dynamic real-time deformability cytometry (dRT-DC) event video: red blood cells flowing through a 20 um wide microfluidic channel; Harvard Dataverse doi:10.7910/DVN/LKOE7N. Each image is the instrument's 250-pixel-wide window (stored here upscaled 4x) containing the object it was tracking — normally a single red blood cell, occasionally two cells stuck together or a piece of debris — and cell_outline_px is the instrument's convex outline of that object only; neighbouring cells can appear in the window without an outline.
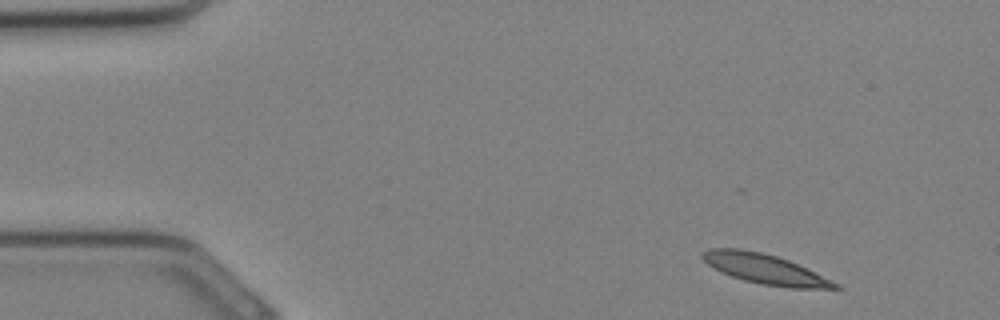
{"species": "Egyptian fruit bat (a non-hibernating species)", "species_latin": "Rousettus aegyptiacus", "temperature_condition": "cold", "stored_images_in_passage": 32, "camera_frame_rate_fps": 3000, "um_per_image_px": 0.085, "animal": {"sex": "female"}, "frame": {"image": 1, "passage_image": 1, "time_ms": 0.0, "image_size_px": [1000, 320], "cell_outline_px": [[844, 288], [792, 288], [760, 284], [744, 280], [732, 276], [708, 264], [700, 256], [700, 252], [708, 248], [740, 248], [760, 252], [776, 256], [788, 260], [840, 284]], "centroid_in_image_um": [65.0, 22.86], "position_along_channel_um": 20.0, "area_um2": 22.77}}
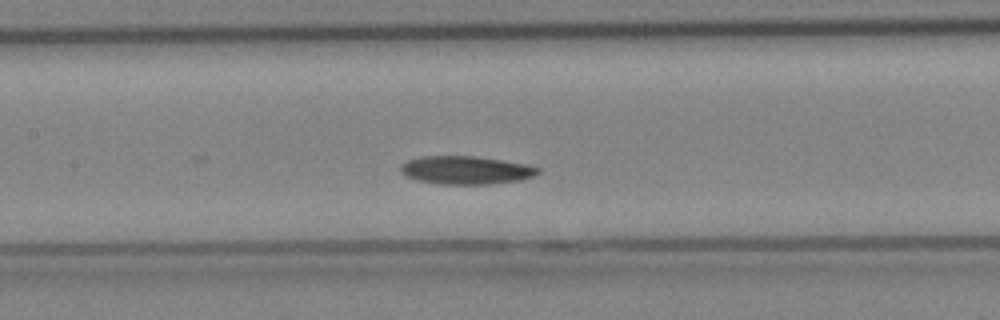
{"frame": {"image": 2, "passage_image": 13, "time_ms": 4.0, "image_size_px": [1000, 320], "cell_outline_px": [[540, 172], [532, 176], [520, 180], [488, 184], [440, 184], [416, 180], [404, 176], [400, 172], [400, 164], [408, 160], [420, 156], [476, 156], [524, 164], [540, 168]], "centroid_in_image_um": [39.53, 14.46], "position_along_channel_um": 167.9, "area_um2": 22.54}}
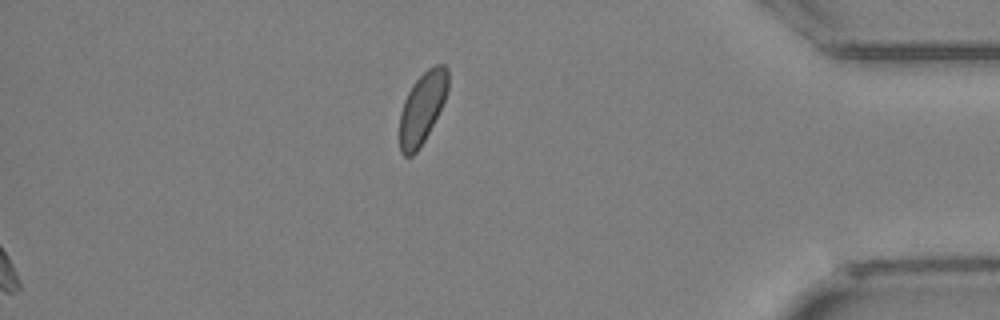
{"frame": {"image": 3, "passage_image": 32, "time_ms": 10.333, "image_size_px": [1000, 320], "cell_outline_px": [[448, 88], [444, 100], [420, 148], [412, 156], [404, 156], [400, 152], [400, 112], [404, 100], [412, 84], [428, 68], [436, 64], [444, 64], [448, 68]], "centroid_in_image_um": [35.88, 9.15], "position_along_channel_um": 399.3, "area_um2": 19.88}}